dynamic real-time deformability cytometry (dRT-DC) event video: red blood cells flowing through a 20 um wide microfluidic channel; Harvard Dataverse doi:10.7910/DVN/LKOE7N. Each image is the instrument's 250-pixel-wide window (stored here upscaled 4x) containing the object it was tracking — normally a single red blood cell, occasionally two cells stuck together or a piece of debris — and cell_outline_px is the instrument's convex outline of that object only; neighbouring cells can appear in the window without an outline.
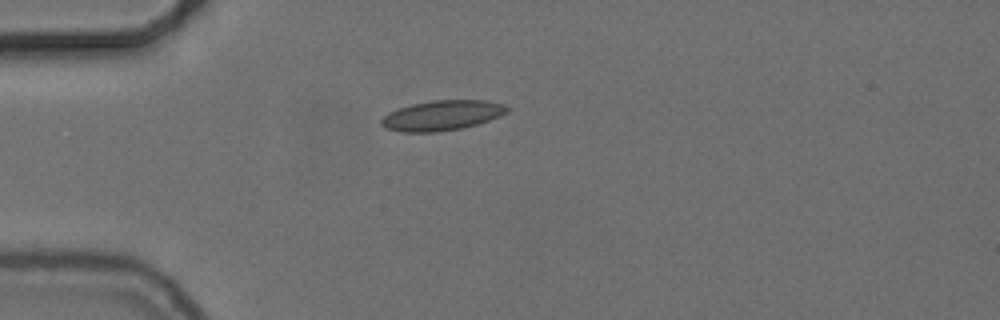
{"species": "common noctule bat (a hibernating species)", "species_latin": "Nyctalus noctula", "temperature_condition": "cold", "stored_images_in_passage": 42, "camera_frame_rate_fps": 3000, "um_per_image_px": 0.085, "animal": {"sex": "female", "body_mass_g": 24.6, "forearm_length_mm": 56.2}, "frame": {"image": 1, "passage_image": 1, "time_ms": 0.0, "image_size_px": [1000, 320], "cell_outline_px": [[512, 108], [508, 112], [500, 116], [464, 128], [436, 132], [400, 132], [384, 128], [380, 124], [380, 120], [388, 112], [412, 104], [432, 100], [488, 100], [504, 104]], "centroid_in_image_um": [37.58, 9.81], "position_along_channel_um": 47.4, "area_um2": 22.25}}
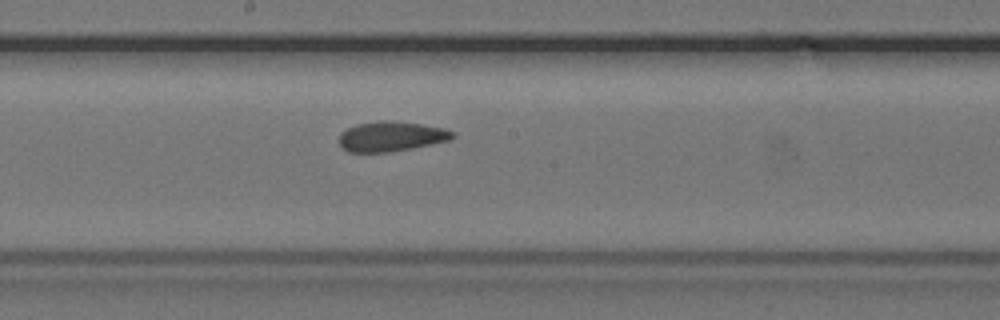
{"frame": {"image": 2, "passage_image": 16, "time_ms": 5.0, "image_size_px": [1000, 320], "cell_outline_px": [[456, 136], [448, 140], [412, 148], [388, 152], [348, 152], [340, 144], [340, 132], [356, 124], [380, 120], [384, 120], [420, 124], [444, 128], [452, 132]], "centroid_in_image_um": [33.22, 11.59], "position_along_channel_um": 215.0, "area_um2": 19.54}}
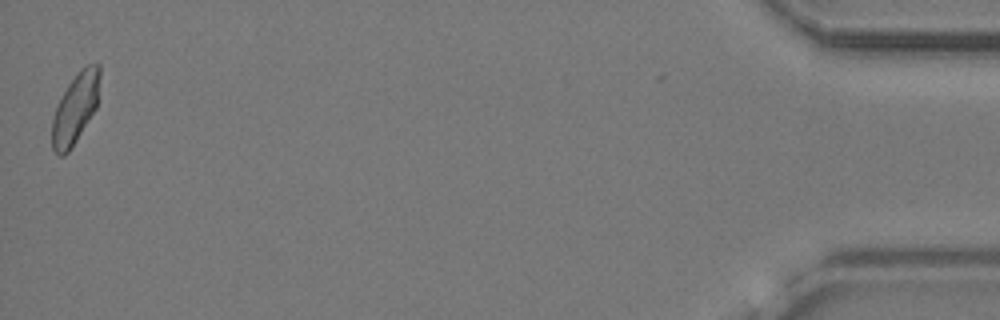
{"frame": {"image": 3, "passage_image": 41, "time_ms": 13.333, "image_size_px": [1000, 320], "cell_outline_px": [[100, 76], [96, 108], [72, 148], [64, 156], [60, 156], [52, 148], [52, 120], [56, 108], [68, 84], [76, 72], [80, 68], [88, 64], [100, 64]], "centroid_in_image_um": [6.41, 9.2], "position_along_channel_um": 428.8, "area_um2": 19.42}, "authors_computed_cell_mechanics": {"area_um2": 19.7387, "velocity_mm_per_s": 3.6941, "shape_relaxation_time_tau1_ms": null, "shape_relaxation_time_tau2_ms": 4.2501, "deformation_change_tau1": null, "deformation_change_tau2": 0.0859}}